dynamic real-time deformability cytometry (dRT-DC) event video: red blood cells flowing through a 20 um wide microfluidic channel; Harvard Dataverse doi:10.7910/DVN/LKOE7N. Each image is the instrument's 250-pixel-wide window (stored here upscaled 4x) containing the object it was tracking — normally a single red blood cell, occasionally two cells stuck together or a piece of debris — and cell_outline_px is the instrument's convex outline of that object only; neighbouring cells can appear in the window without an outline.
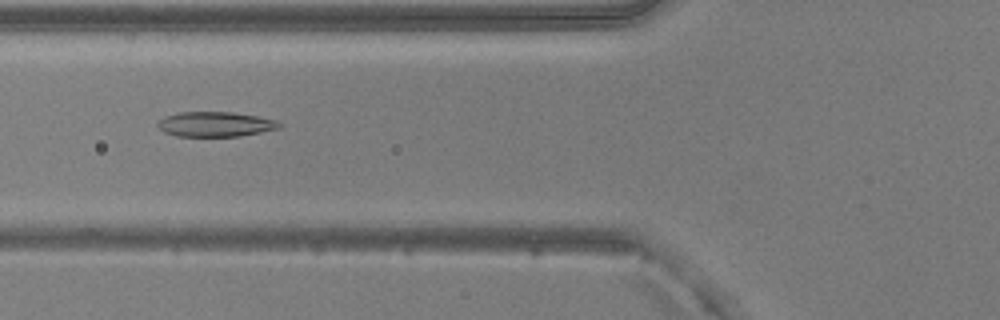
{"species": "common noctule bat (a hibernating species)", "species_latin": "Nyctalus noctula", "temperature_condition": "warm", "stored_images_in_passage": 49, "camera_frame_rate_fps": 3000, "um_per_image_px": 0.085, "animal": {"sex": "male", "body_mass_g": 20.5, "forearm_length_mm": 52.5}, "frame": {"image": 1, "passage_image": 18, "time_ms": 5.667, "image_size_px": [1000, 320], "cell_outline_px": [[280, 128], [240, 136], [176, 136], [164, 132], [156, 124], [164, 116], [180, 112], [236, 112], [276, 120], [280, 124]], "centroid_in_image_um": [18.28, 10.55], "position_along_channel_um": 107.5, "area_um2": 17.57}}
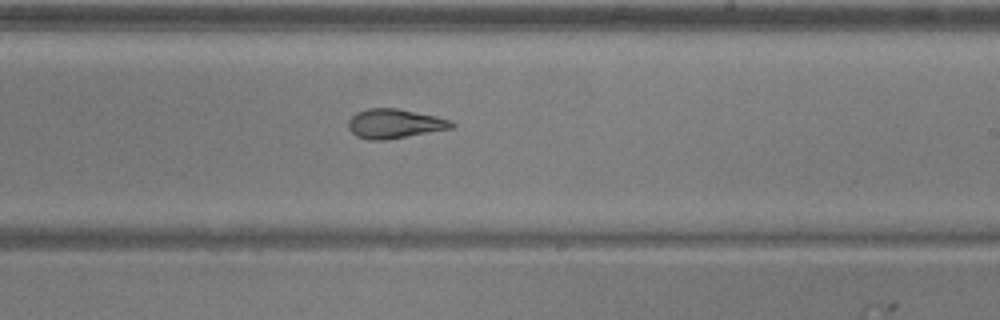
{"frame": {"image": 2, "passage_image": 29, "time_ms": 9.333, "image_size_px": [1000, 320], "cell_outline_px": [[456, 124], [452, 128], [388, 140], [368, 140], [356, 136], [348, 128], [348, 120], [356, 112], [368, 108], [396, 108], [436, 116], [452, 120]], "centroid_in_image_um": [33.53, 10.51], "position_along_channel_um": 255.5, "area_um2": 17.8}}
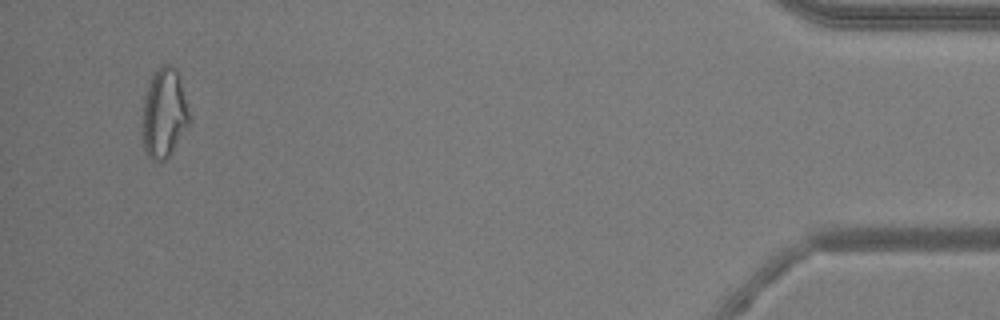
{"frame": {"image": 3, "passage_image": 47, "time_ms": 15.333, "image_size_px": [1000, 320], "cell_outline_px": [[188, 124], [168, 156], [164, 160], [152, 160], [148, 156], [144, 148], [140, 128], [144, 96], [152, 72], [160, 64], [168, 64], [176, 68], [180, 80], [188, 112]], "centroid_in_image_um": [13.87, 9.58], "position_along_channel_um": 421.3, "area_um2": 24.39}, "authors_computed_cell_mechanics": {"area_um2": 19.7676, "velocity_mm_per_s": 4.0278, "shape_relaxation_time_tau1_ms": 7.5509, "shape_relaxation_time_tau2_ms": 2.075, "deformation_change_tau1": 0.2316, "deformation_change_tau2": 0.0957}}